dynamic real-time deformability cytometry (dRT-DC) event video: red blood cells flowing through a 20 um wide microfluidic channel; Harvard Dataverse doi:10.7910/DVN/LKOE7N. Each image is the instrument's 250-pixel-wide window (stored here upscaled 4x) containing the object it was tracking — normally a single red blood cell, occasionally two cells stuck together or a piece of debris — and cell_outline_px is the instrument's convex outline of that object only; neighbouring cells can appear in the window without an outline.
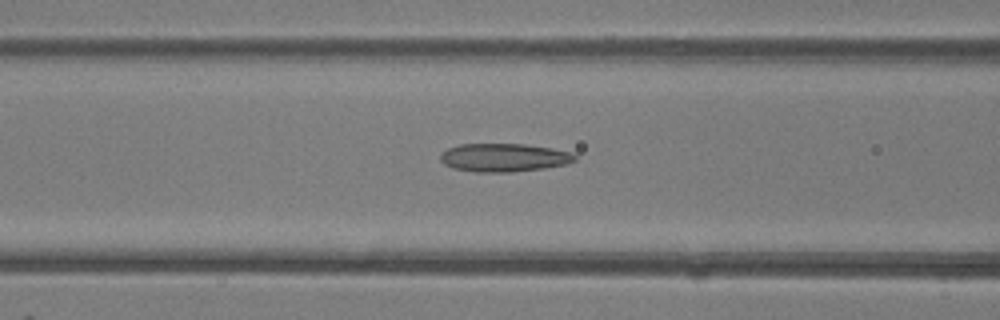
{"species": "common noctule bat (a hibernating species)", "species_latin": "Nyctalus noctula", "temperature_condition": "room temperature", "stored_images_in_passage": 31, "camera_frame_rate_fps": 3000, "um_per_image_px": 0.085, "animal": {"sex": "female"}, "frame": {"image": 1, "passage_image": 12, "time_ms": 3.667, "image_size_px": [1000, 320], "cell_outline_px": [[576, 160], [568, 164], [544, 168], [512, 172], [476, 172], [452, 168], [444, 164], [440, 160], [440, 156], [448, 148], [460, 144], [524, 144], [552, 148], [572, 152], [576, 156]], "centroid_in_image_um": [42.86, 13.39], "position_along_channel_um": 123.7, "area_um2": 22.25}}
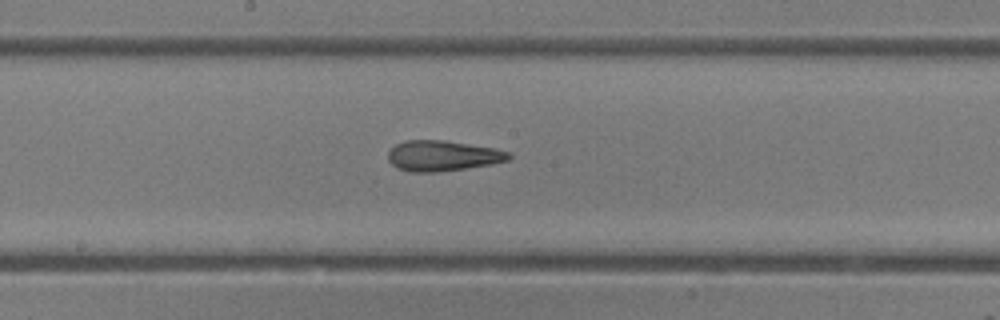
{"frame": {"image": 2, "passage_image": 18, "time_ms": 5.667, "image_size_px": [1000, 320], "cell_outline_px": [[512, 156], [508, 160], [492, 164], [436, 172], [408, 172], [396, 168], [388, 160], [388, 152], [396, 144], [404, 140], [444, 140], [496, 148], [512, 152]], "centroid_in_image_um": [37.63, 13.24], "position_along_channel_um": 210.6, "area_um2": 21.62}}
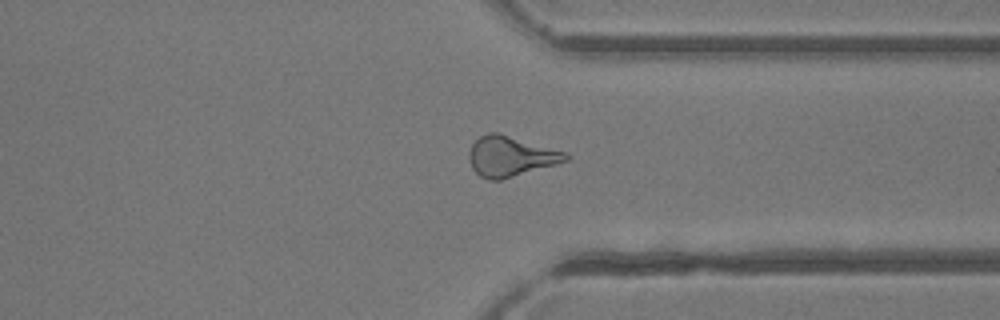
{"frame": {"image": 3, "passage_image": 29, "time_ms": 9.333, "image_size_px": [1000, 320], "cell_outline_px": [[572, 156], [568, 160], [556, 164], [500, 180], [488, 180], [480, 176], [472, 168], [468, 160], [468, 152], [472, 144], [480, 136], [488, 132], [496, 132], [568, 152]], "centroid_in_image_um": [43.4, 13.28], "position_along_channel_um": 368.0, "area_um2": 22.72}}